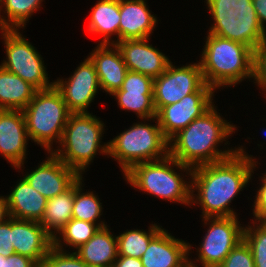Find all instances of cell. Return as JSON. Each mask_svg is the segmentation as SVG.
Segmentation results:
<instances>
[{"label":"cell","instance_id":"cell-4","mask_svg":"<svg viewBox=\"0 0 266 267\" xmlns=\"http://www.w3.org/2000/svg\"><path fill=\"white\" fill-rule=\"evenodd\" d=\"M192 171L193 168L168 155L161 160L135 164L123 177L133 189L186 207L191 203Z\"/></svg>","mask_w":266,"mask_h":267},{"label":"cell","instance_id":"cell-22","mask_svg":"<svg viewBox=\"0 0 266 267\" xmlns=\"http://www.w3.org/2000/svg\"><path fill=\"white\" fill-rule=\"evenodd\" d=\"M7 197L9 217L40 222L48 199L34 190L24 178L18 179Z\"/></svg>","mask_w":266,"mask_h":267},{"label":"cell","instance_id":"cell-33","mask_svg":"<svg viewBox=\"0 0 266 267\" xmlns=\"http://www.w3.org/2000/svg\"><path fill=\"white\" fill-rule=\"evenodd\" d=\"M219 267H255L252 251L244 239L232 249Z\"/></svg>","mask_w":266,"mask_h":267},{"label":"cell","instance_id":"cell-29","mask_svg":"<svg viewBox=\"0 0 266 267\" xmlns=\"http://www.w3.org/2000/svg\"><path fill=\"white\" fill-rule=\"evenodd\" d=\"M152 223L148 231L143 229H129L117 236L118 255L140 259L148 248L150 240L163 228L160 224Z\"/></svg>","mask_w":266,"mask_h":267},{"label":"cell","instance_id":"cell-41","mask_svg":"<svg viewBox=\"0 0 266 267\" xmlns=\"http://www.w3.org/2000/svg\"><path fill=\"white\" fill-rule=\"evenodd\" d=\"M262 132H263V135L265 136L266 135V129H264Z\"/></svg>","mask_w":266,"mask_h":267},{"label":"cell","instance_id":"cell-7","mask_svg":"<svg viewBox=\"0 0 266 267\" xmlns=\"http://www.w3.org/2000/svg\"><path fill=\"white\" fill-rule=\"evenodd\" d=\"M213 19L207 33L250 47L253 51L266 40L252 0H205Z\"/></svg>","mask_w":266,"mask_h":267},{"label":"cell","instance_id":"cell-26","mask_svg":"<svg viewBox=\"0 0 266 267\" xmlns=\"http://www.w3.org/2000/svg\"><path fill=\"white\" fill-rule=\"evenodd\" d=\"M75 182L63 193L48 199L40 224L54 238L72 219Z\"/></svg>","mask_w":266,"mask_h":267},{"label":"cell","instance_id":"cell-20","mask_svg":"<svg viewBox=\"0 0 266 267\" xmlns=\"http://www.w3.org/2000/svg\"><path fill=\"white\" fill-rule=\"evenodd\" d=\"M88 57L94 63L100 89L111 96L121 88L128 68L115 44H98Z\"/></svg>","mask_w":266,"mask_h":267},{"label":"cell","instance_id":"cell-11","mask_svg":"<svg viewBox=\"0 0 266 267\" xmlns=\"http://www.w3.org/2000/svg\"><path fill=\"white\" fill-rule=\"evenodd\" d=\"M196 61L185 66H176L171 62L160 76L154 78L153 101L156 112L163 106L179 102L205 84L200 64Z\"/></svg>","mask_w":266,"mask_h":267},{"label":"cell","instance_id":"cell-35","mask_svg":"<svg viewBox=\"0 0 266 267\" xmlns=\"http://www.w3.org/2000/svg\"><path fill=\"white\" fill-rule=\"evenodd\" d=\"M259 189L257 188L255 200L252 209L254 221H266V170L265 173L259 174Z\"/></svg>","mask_w":266,"mask_h":267},{"label":"cell","instance_id":"cell-24","mask_svg":"<svg viewBox=\"0 0 266 267\" xmlns=\"http://www.w3.org/2000/svg\"><path fill=\"white\" fill-rule=\"evenodd\" d=\"M109 227H101L88 242L74 251L88 266L112 267L118 258L117 236Z\"/></svg>","mask_w":266,"mask_h":267},{"label":"cell","instance_id":"cell-39","mask_svg":"<svg viewBox=\"0 0 266 267\" xmlns=\"http://www.w3.org/2000/svg\"><path fill=\"white\" fill-rule=\"evenodd\" d=\"M112 267H143V264L141 259L118 255Z\"/></svg>","mask_w":266,"mask_h":267},{"label":"cell","instance_id":"cell-23","mask_svg":"<svg viewBox=\"0 0 266 267\" xmlns=\"http://www.w3.org/2000/svg\"><path fill=\"white\" fill-rule=\"evenodd\" d=\"M90 10L87 32L102 37L98 44L119 42L120 0H98Z\"/></svg>","mask_w":266,"mask_h":267},{"label":"cell","instance_id":"cell-40","mask_svg":"<svg viewBox=\"0 0 266 267\" xmlns=\"http://www.w3.org/2000/svg\"><path fill=\"white\" fill-rule=\"evenodd\" d=\"M9 218L7 197L0 195V224L4 223Z\"/></svg>","mask_w":266,"mask_h":267},{"label":"cell","instance_id":"cell-6","mask_svg":"<svg viewBox=\"0 0 266 267\" xmlns=\"http://www.w3.org/2000/svg\"><path fill=\"white\" fill-rule=\"evenodd\" d=\"M151 120L156 124L145 122ZM142 121L133 123L129 129L108 140V158L117 161L123 174L135 164L161 160L169 155V140L164 136L157 117Z\"/></svg>","mask_w":266,"mask_h":267},{"label":"cell","instance_id":"cell-10","mask_svg":"<svg viewBox=\"0 0 266 267\" xmlns=\"http://www.w3.org/2000/svg\"><path fill=\"white\" fill-rule=\"evenodd\" d=\"M202 219L203 225L208 228L199 243L200 247L196 249L198 258H189V267H219L232 249L243 240L244 225L238 221V216Z\"/></svg>","mask_w":266,"mask_h":267},{"label":"cell","instance_id":"cell-1","mask_svg":"<svg viewBox=\"0 0 266 267\" xmlns=\"http://www.w3.org/2000/svg\"><path fill=\"white\" fill-rule=\"evenodd\" d=\"M244 146L224 160L193 168L191 177V206L201 207V217L238 216L231 206L248 183H252L258 161ZM197 194H196V193Z\"/></svg>","mask_w":266,"mask_h":267},{"label":"cell","instance_id":"cell-17","mask_svg":"<svg viewBox=\"0 0 266 267\" xmlns=\"http://www.w3.org/2000/svg\"><path fill=\"white\" fill-rule=\"evenodd\" d=\"M193 246L162 228L141 256L143 267H189ZM190 253V254H189Z\"/></svg>","mask_w":266,"mask_h":267},{"label":"cell","instance_id":"cell-19","mask_svg":"<svg viewBox=\"0 0 266 267\" xmlns=\"http://www.w3.org/2000/svg\"><path fill=\"white\" fill-rule=\"evenodd\" d=\"M12 245L15 253L41 266L53 246V237L40 222L12 218Z\"/></svg>","mask_w":266,"mask_h":267},{"label":"cell","instance_id":"cell-14","mask_svg":"<svg viewBox=\"0 0 266 267\" xmlns=\"http://www.w3.org/2000/svg\"><path fill=\"white\" fill-rule=\"evenodd\" d=\"M29 139L23 111L0 110V154L18 172L24 170Z\"/></svg>","mask_w":266,"mask_h":267},{"label":"cell","instance_id":"cell-8","mask_svg":"<svg viewBox=\"0 0 266 267\" xmlns=\"http://www.w3.org/2000/svg\"><path fill=\"white\" fill-rule=\"evenodd\" d=\"M22 111L31 142L40 145L47 153L52 152L54 143L59 144L71 114L61 92L54 85L37 90Z\"/></svg>","mask_w":266,"mask_h":267},{"label":"cell","instance_id":"cell-21","mask_svg":"<svg viewBox=\"0 0 266 267\" xmlns=\"http://www.w3.org/2000/svg\"><path fill=\"white\" fill-rule=\"evenodd\" d=\"M146 0H120L119 41L151 38L158 25Z\"/></svg>","mask_w":266,"mask_h":267},{"label":"cell","instance_id":"cell-5","mask_svg":"<svg viewBox=\"0 0 266 267\" xmlns=\"http://www.w3.org/2000/svg\"><path fill=\"white\" fill-rule=\"evenodd\" d=\"M100 119L92 113H71L57 149L52 151L79 176L88 171L96 155L108 156V142L102 143L106 126Z\"/></svg>","mask_w":266,"mask_h":267},{"label":"cell","instance_id":"cell-3","mask_svg":"<svg viewBox=\"0 0 266 267\" xmlns=\"http://www.w3.org/2000/svg\"><path fill=\"white\" fill-rule=\"evenodd\" d=\"M198 61L206 84L212 89L235 87L253 78V50L241 43L207 33Z\"/></svg>","mask_w":266,"mask_h":267},{"label":"cell","instance_id":"cell-36","mask_svg":"<svg viewBox=\"0 0 266 267\" xmlns=\"http://www.w3.org/2000/svg\"><path fill=\"white\" fill-rule=\"evenodd\" d=\"M14 253L12 245V217L0 224V254L8 257Z\"/></svg>","mask_w":266,"mask_h":267},{"label":"cell","instance_id":"cell-34","mask_svg":"<svg viewBox=\"0 0 266 267\" xmlns=\"http://www.w3.org/2000/svg\"><path fill=\"white\" fill-rule=\"evenodd\" d=\"M253 81L266 98V40L253 51Z\"/></svg>","mask_w":266,"mask_h":267},{"label":"cell","instance_id":"cell-27","mask_svg":"<svg viewBox=\"0 0 266 267\" xmlns=\"http://www.w3.org/2000/svg\"><path fill=\"white\" fill-rule=\"evenodd\" d=\"M84 177L80 176L75 181V194L72 218L97 224L100 228L107 226L105 220L100 221L103 215L101 199L94 191L84 192Z\"/></svg>","mask_w":266,"mask_h":267},{"label":"cell","instance_id":"cell-16","mask_svg":"<svg viewBox=\"0 0 266 267\" xmlns=\"http://www.w3.org/2000/svg\"><path fill=\"white\" fill-rule=\"evenodd\" d=\"M153 81L150 76L128 70L121 88L112 94L119 105L118 108L134 112L138 120L156 117Z\"/></svg>","mask_w":266,"mask_h":267},{"label":"cell","instance_id":"cell-37","mask_svg":"<svg viewBox=\"0 0 266 267\" xmlns=\"http://www.w3.org/2000/svg\"><path fill=\"white\" fill-rule=\"evenodd\" d=\"M0 267H40L33 259L13 253L8 257L1 255Z\"/></svg>","mask_w":266,"mask_h":267},{"label":"cell","instance_id":"cell-18","mask_svg":"<svg viewBox=\"0 0 266 267\" xmlns=\"http://www.w3.org/2000/svg\"><path fill=\"white\" fill-rule=\"evenodd\" d=\"M150 38L124 40L115 43L129 71L153 79L160 76L172 62L167 55L149 42Z\"/></svg>","mask_w":266,"mask_h":267},{"label":"cell","instance_id":"cell-13","mask_svg":"<svg viewBox=\"0 0 266 267\" xmlns=\"http://www.w3.org/2000/svg\"><path fill=\"white\" fill-rule=\"evenodd\" d=\"M54 86L61 92L70 113H90V104L101 91L94 63L88 56L69 78L54 80Z\"/></svg>","mask_w":266,"mask_h":267},{"label":"cell","instance_id":"cell-9","mask_svg":"<svg viewBox=\"0 0 266 267\" xmlns=\"http://www.w3.org/2000/svg\"><path fill=\"white\" fill-rule=\"evenodd\" d=\"M20 29H0L4 43L6 59L0 66L24 81L30 83L37 90L49 89L54 85L50 82L46 65L40 52L23 36Z\"/></svg>","mask_w":266,"mask_h":267},{"label":"cell","instance_id":"cell-38","mask_svg":"<svg viewBox=\"0 0 266 267\" xmlns=\"http://www.w3.org/2000/svg\"><path fill=\"white\" fill-rule=\"evenodd\" d=\"M259 23L266 34V0H252Z\"/></svg>","mask_w":266,"mask_h":267},{"label":"cell","instance_id":"cell-31","mask_svg":"<svg viewBox=\"0 0 266 267\" xmlns=\"http://www.w3.org/2000/svg\"><path fill=\"white\" fill-rule=\"evenodd\" d=\"M244 226L243 239L250 246L255 267H266V221L250 220Z\"/></svg>","mask_w":266,"mask_h":267},{"label":"cell","instance_id":"cell-30","mask_svg":"<svg viewBox=\"0 0 266 267\" xmlns=\"http://www.w3.org/2000/svg\"><path fill=\"white\" fill-rule=\"evenodd\" d=\"M99 229L100 227L95 223L72 218L53 238V246L60 250L71 247L75 251L88 242Z\"/></svg>","mask_w":266,"mask_h":267},{"label":"cell","instance_id":"cell-28","mask_svg":"<svg viewBox=\"0 0 266 267\" xmlns=\"http://www.w3.org/2000/svg\"><path fill=\"white\" fill-rule=\"evenodd\" d=\"M43 1L0 0V29H24L29 18L43 6Z\"/></svg>","mask_w":266,"mask_h":267},{"label":"cell","instance_id":"cell-32","mask_svg":"<svg viewBox=\"0 0 266 267\" xmlns=\"http://www.w3.org/2000/svg\"><path fill=\"white\" fill-rule=\"evenodd\" d=\"M52 246L41 267H90L74 251Z\"/></svg>","mask_w":266,"mask_h":267},{"label":"cell","instance_id":"cell-2","mask_svg":"<svg viewBox=\"0 0 266 267\" xmlns=\"http://www.w3.org/2000/svg\"><path fill=\"white\" fill-rule=\"evenodd\" d=\"M216 107L214 104L169 140L171 157L183 165L195 168L224 160L236 153V147L225 148V145H230L228 139L233 137L231 135L238 128L231 121L225 120ZM221 144H224L225 149L219 147Z\"/></svg>","mask_w":266,"mask_h":267},{"label":"cell","instance_id":"cell-15","mask_svg":"<svg viewBox=\"0 0 266 267\" xmlns=\"http://www.w3.org/2000/svg\"><path fill=\"white\" fill-rule=\"evenodd\" d=\"M48 154L47 159L26 172L23 178L34 190L51 199L66 191L80 176L52 152Z\"/></svg>","mask_w":266,"mask_h":267},{"label":"cell","instance_id":"cell-25","mask_svg":"<svg viewBox=\"0 0 266 267\" xmlns=\"http://www.w3.org/2000/svg\"><path fill=\"white\" fill-rule=\"evenodd\" d=\"M37 89L0 66V110H23Z\"/></svg>","mask_w":266,"mask_h":267},{"label":"cell","instance_id":"cell-12","mask_svg":"<svg viewBox=\"0 0 266 267\" xmlns=\"http://www.w3.org/2000/svg\"><path fill=\"white\" fill-rule=\"evenodd\" d=\"M208 84L191 93L179 102L163 106L156 114L164 136L170 140L180 130L186 128L194 119L202 116L214 105V93Z\"/></svg>","mask_w":266,"mask_h":267}]
</instances>
